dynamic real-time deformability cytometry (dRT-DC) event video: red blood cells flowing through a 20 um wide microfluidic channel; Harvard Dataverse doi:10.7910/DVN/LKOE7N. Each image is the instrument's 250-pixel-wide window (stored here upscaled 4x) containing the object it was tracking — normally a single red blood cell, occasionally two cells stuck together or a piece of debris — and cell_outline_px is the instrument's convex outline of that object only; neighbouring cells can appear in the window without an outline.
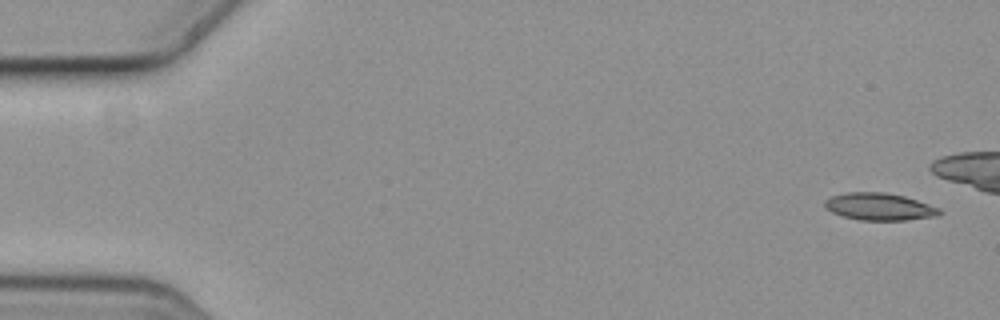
{"species": "common noctule bat (a hibernating species)", "species_latin": "Nyctalus noctula", "temperature_condition": "cold", "stored_images_in_passage": 5, "camera_frame_rate_fps": 3000, "um_per_image_px": 0.085, "animal": {"sex": "female", "body_mass_g": 19.3, "forearm_length_mm": 54.1}, "frame": {"image": 1, "passage_image": 1, "time_ms": 0.0, "image_size_px": [1000, 320], "cell_outline_px": [[944, 212], [936, 216], [908, 220], [860, 220], [844, 216], [832, 212], [824, 204], [824, 200], [832, 196], [848, 192], [884, 192], [904, 196], [940, 208]], "centroid_in_image_um": [74.78, 17.57], "position_along_channel_um": 10.2, "area_um2": 18.09}}